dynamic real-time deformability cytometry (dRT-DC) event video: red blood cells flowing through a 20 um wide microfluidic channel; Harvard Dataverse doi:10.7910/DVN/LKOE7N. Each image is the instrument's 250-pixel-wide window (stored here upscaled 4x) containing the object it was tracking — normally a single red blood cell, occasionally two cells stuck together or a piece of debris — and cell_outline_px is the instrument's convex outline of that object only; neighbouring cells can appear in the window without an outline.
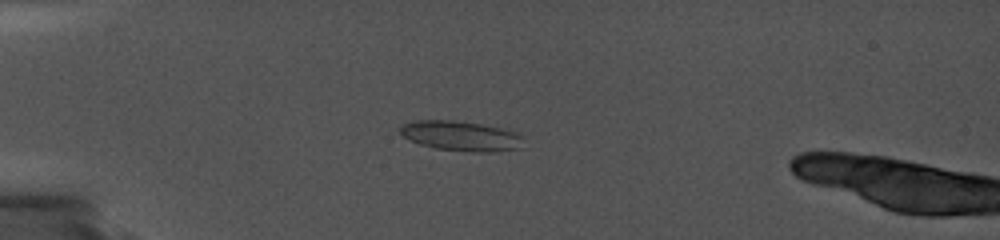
{"species": "common noctule bat (a hibernating species)", "species_latin": "Nyctalus noctula", "temperature_condition": "cold", "stored_images_in_passage": 42, "camera_frame_rate_fps": 5000, "um_per_image_px": 0.085, "animal": {"sex": "female", "body_mass_g": 19.0, "forearm_length_mm": 56.7}, "frame": {"image": 1, "passage_image": 8, "time_ms": 4.6, "image_size_px": [1000, 240], "cell_outline_px": [[524, 136], [516, 148], [488, 152], [476, 152], [436, 148], [420, 144], [404, 136], [400, 132], [400, 128], [404, 124], [412, 120], [452, 120], [480, 124], [500, 128], [516, 132]], "centroid_in_image_um": [39.14, 11.54], "position_along_channel_um": 45.9, "area_um2": 20.98}}
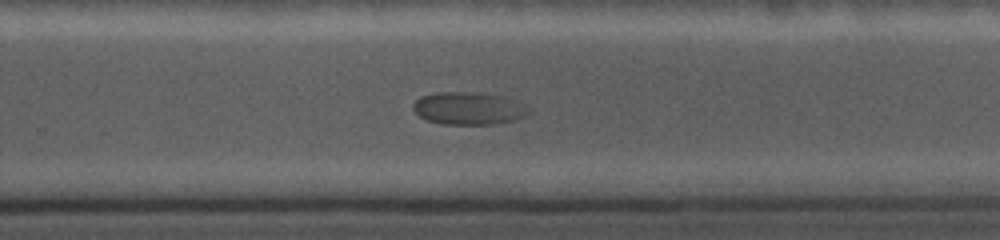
{"frame": {"image": 2, "passage_image": 30, "time_ms": 12.6, "image_size_px": [1000, 240], "cell_outline_px": [[532, 112], [524, 116], [512, 120], [492, 124], [444, 124], [428, 120], [420, 116], [412, 108], [412, 104], [420, 96], [436, 92], [480, 92], [504, 96], [532, 108]], "centroid_in_image_um": [39.84, 9.19], "position_along_channel_um": 290.0, "area_um2": 22.02}}
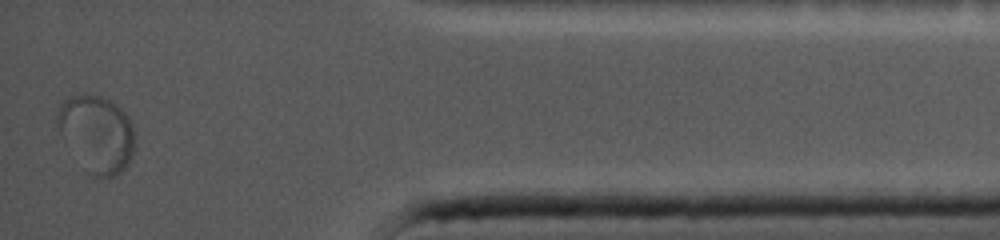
{"frame": {"image": 3, "passage_image": 42, "time_ms": 17.2, "image_size_px": [1000, 240], "cell_outline_px": [[132, 156], [128, 164], [120, 172], [112, 176], [96, 176], [92, 172], [60, 128], [56, 116], [64, 100], [72, 96], [84, 92], [100, 96], [116, 104], [128, 116], [132, 124]], "centroid_in_image_um": [8.29, 11.26], "position_along_channel_um": 426.9, "area_um2": 32.48}, "authors_computed_cell_mechanics": {"area_um2": 21.4727, "velocity_mm_per_s": 3.4808, "shape_relaxation_time_tau1_ms": null, "shape_relaxation_time_tau2_ms": 2.801, "deformation_change_tau1": null, "deformation_change_tau2": null}}